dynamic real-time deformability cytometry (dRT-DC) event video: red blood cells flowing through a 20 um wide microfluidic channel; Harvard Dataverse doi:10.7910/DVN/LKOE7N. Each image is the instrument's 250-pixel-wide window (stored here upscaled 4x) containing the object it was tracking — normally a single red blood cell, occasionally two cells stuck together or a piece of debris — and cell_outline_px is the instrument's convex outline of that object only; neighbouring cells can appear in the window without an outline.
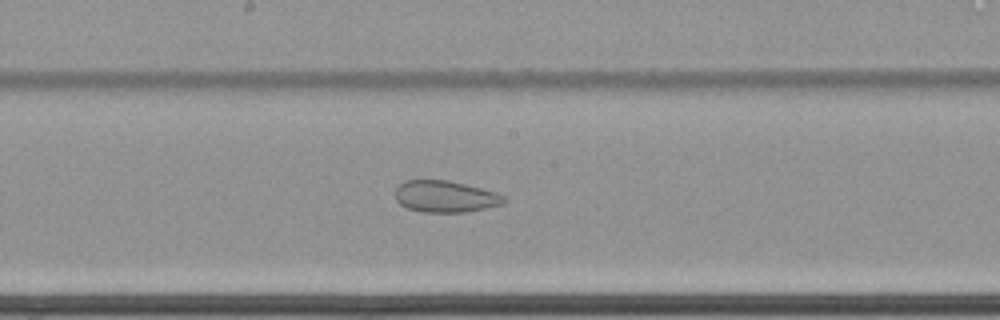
{"species": "common noctule bat (a hibernating species)", "species_latin": "Nyctalus noctula", "temperature_condition": "cold", "stored_images_in_passage": 65, "camera_frame_rate_fps": 3000, "um_per_image_px": 0.085, "animal": {"sex": "female", "body_mass_g": 22.7, "forearm_length_mm": 54.2}, "frame": {"image": 1, "passage_image": 38, "time_ms": 12.333, "image_size_px": [1000, 320], "cell_outline_px": [[508, 200], [504, 204], [464, 212], [420, 212], [408, 208], [400, 204], [396, 200], [396, 188], [404, 180], [448, 180], [496, 192], [504, 196]], "centroid_in_image_um": [37.85, 16.7], "position_along_channel_um": 210.3, "area_um2": 20.0}}
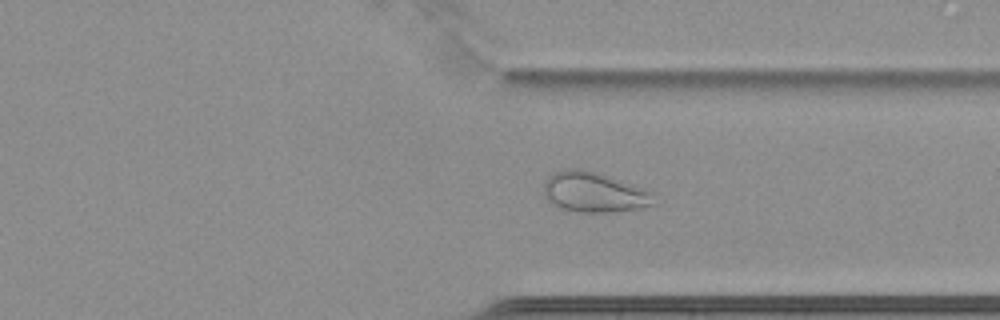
{"frame": {"image": 2, "passage_image": 51, "time_ms": 16.667, "image_size_px": [1000, 320], "cell_outline_px": [[656, 204], [640, 208], [612, 212], [568, 212], [556, 208], [544, 196], [544, 180], [552, 172], [564, 168], [580, 168], [596, 172], [656, 192]], "centroid_in_image_um": [50.48, 16.35], "position_along_channel_um": 360.9, "area_um2": 26.53}}
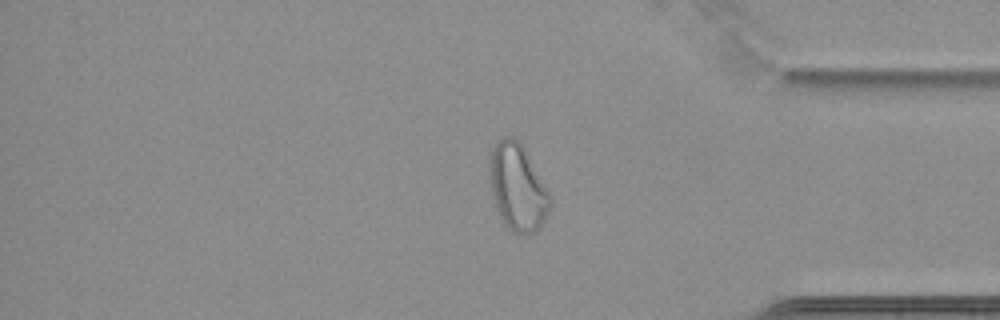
{"frame": {"image": 3, "passage_image": 55, "time_ms": 18.0, "image_size_px": [1000, 320], "cell_outline_px": [[552, 204], [540, 228], [536, 232], [528, 236], [512, 232], [504, 224], [496, 208], [492, 196], [488, 172], [488, 156], [492, 148], [504, 136], [512, 136], [524, 148], [552, 196]], "centroid_in_image_um": [43.99, 15.96], "position_along_channel_um": 391.2, "area_um2": 31.1}}